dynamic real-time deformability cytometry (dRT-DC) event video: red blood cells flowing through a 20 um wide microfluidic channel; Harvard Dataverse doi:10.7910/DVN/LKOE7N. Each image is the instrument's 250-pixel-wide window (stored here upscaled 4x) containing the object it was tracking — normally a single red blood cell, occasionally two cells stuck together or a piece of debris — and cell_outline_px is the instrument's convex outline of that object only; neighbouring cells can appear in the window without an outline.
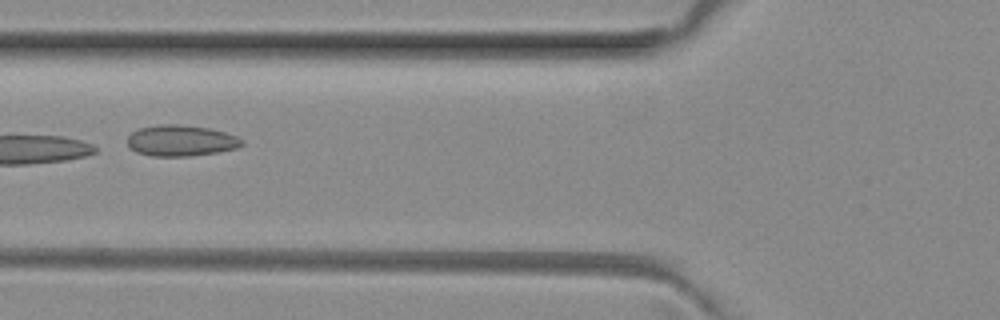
{"species": "common noctule bat (a hibernating species)", "species_latin": "Nyctalus noctula", "temperature_condition": "room temperature", "stored_images_in_passage": 7, "camera_frame_rate_fps": 3000, "um_per_image_px": 0.085, "animal": {"sex": "female", "body_mass_g": 29.2, "forearm_length_mm": 56.3}, "frame": {"image": 1, "passage_image": 5, "time_ms": 1.333, "image_size_px": [1000, 320], "cell_outline_px": [[244, 144], [236, 148], [216, 152], [188, 156], [152, 156], [136, 152], [128, 144], [128, 136], [132, 132], [140, 128], [160, 124], [180, 124], [208, 128], [224, 132], [236, 136], [244, 140]], "centroid_in_image_um": [15.38, 11.95], "position_along_channel_um": 110.4, "area_um2": 20.58}}
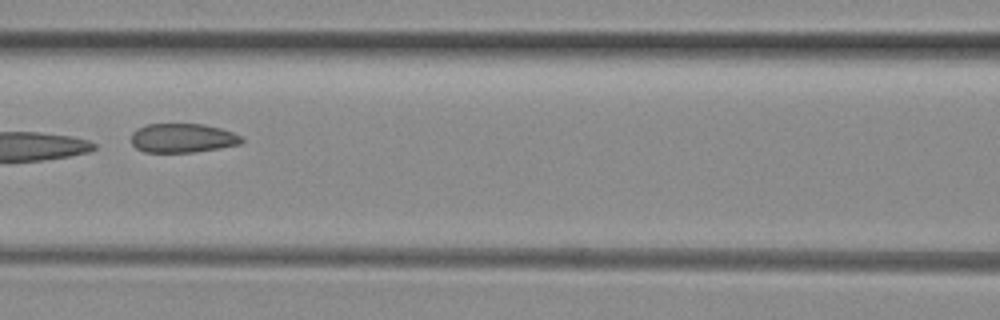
{"frame": {"image": 2, "passage_image": 6, "time_ms": 1.667, "image_size_px": [1000, 320], "cell_outline_px": [[244, 140], [240, 144], [220, 148], [196, 152], [144, 152], [136, 148], [132, 144], [132, 132], [136, 128], [144, 124], [204, 124], [220, 128], [244, 136]], "centroid_in_image_um": [15.53, 11.73], "position_along_channel_um": 151.1, "area_um2": 18.96}}
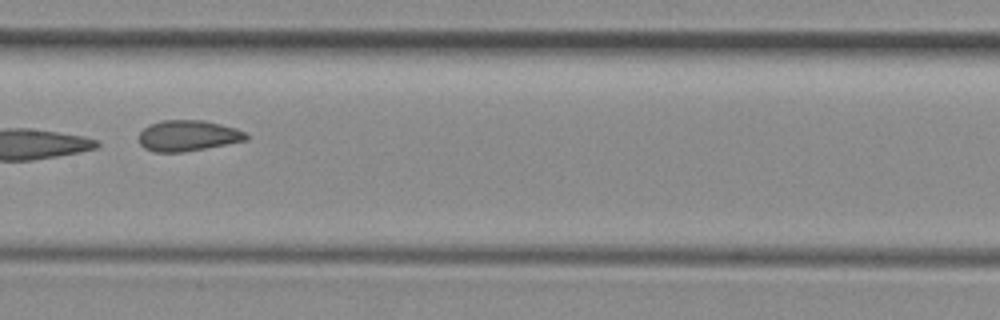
{"frame": {"image": 3, "passage_image": 7, "time_ms": 2.0, "image_size_px": [1000, 320], "cell_outline_px": [[248, 140], [184, 152], [152, 152], [144, 148], [140, 144], [140, 132], [148, 124], [164, 120], [204, 120], [236, 128], [244, 132], [248, 136]], "centroid_in_image_um": [15.96, 11.53], "position_along_channel_um": 191.4, "area_um2": 19.31}}